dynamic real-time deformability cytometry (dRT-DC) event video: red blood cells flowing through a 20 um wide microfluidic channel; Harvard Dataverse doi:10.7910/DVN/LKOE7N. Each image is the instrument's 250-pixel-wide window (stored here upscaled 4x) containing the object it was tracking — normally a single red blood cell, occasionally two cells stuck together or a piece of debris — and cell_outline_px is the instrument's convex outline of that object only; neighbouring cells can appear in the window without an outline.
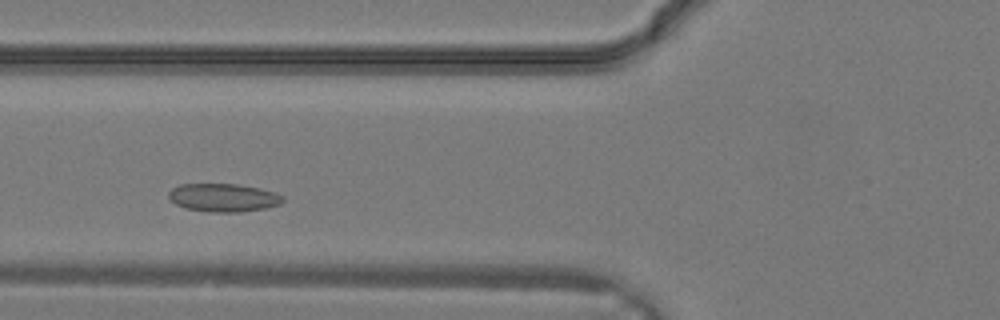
{"species": "common noctule bat (a hibernating species)", "species_latin": "Nyctalus noctula", "temperature_condition": "warm", "stored_images_in_passage": 26, "camera_frame_rate_fps": 3000, "um_per_image_px": 0.085, "animal": {"sex": "male", "body_mass_g": 19.2, "forearm_length_mm": 51.8}, "frame": {"image": 1, "passage_image": 6, "time_ms": 1.667, "image_size_px": [1000, 320], "cell_outline_px": [[284, 200], [280, 204], [264, 208], [240, 212], [208, 212], [184, 208], [168, 200], [168, 192], [172, 188], [180, 184], [240, 184], [276, 192], [284, 196]], "centroid_in_image_um": [18.96, 16.8], "position_along_channel_um": 106.8, "area_um2": 18.96}}
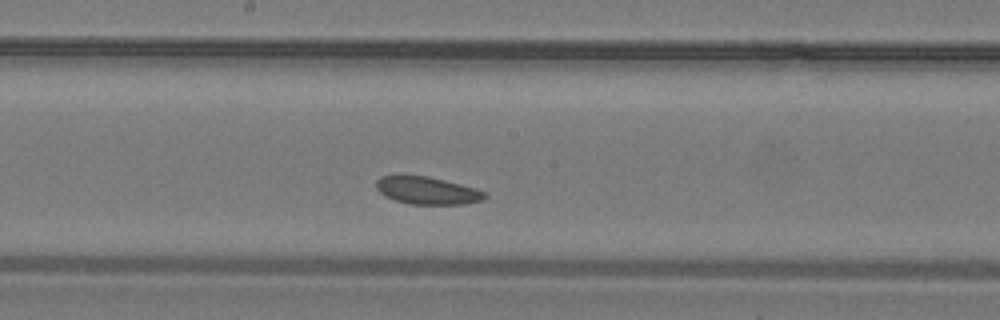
{"frame": {"image": 2, "passage_image": 11, "time_ms": 3.333, "image_size_px": [1000, 320], "cell_outline_px": [[488, 196], [484, 200], [464, 204], [412, 204], [396, 200], [384, 196], [376, 188], [376, 180], [380, 176], [428, 176], [476, 188], [488, 192]], "centroid_in_image_um": [36.36, 16.2], "position_along_channel_um": 211.8, "area_um2": 17.4}}
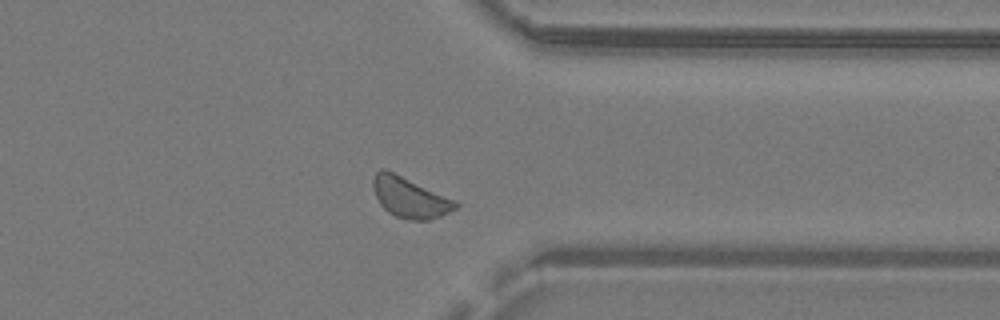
{"frame": {"image": 3, "passage_image": 19, "time_ms": 6.0, "image_size_px": [1000, 320], "cell_outline_px": [[460, 204], [456, 208], [440, 216], [428, 220], [404, 220], [388, 212], [380, 204], [376, 196], [372, 184], [372, 180], [376, 172], [380, 168], [384, 168], [456, 200]], "centroid_in_image_um": [34.82, 16.79], "position_along_channel_um": 376.6, "area_um2": 19.36}}